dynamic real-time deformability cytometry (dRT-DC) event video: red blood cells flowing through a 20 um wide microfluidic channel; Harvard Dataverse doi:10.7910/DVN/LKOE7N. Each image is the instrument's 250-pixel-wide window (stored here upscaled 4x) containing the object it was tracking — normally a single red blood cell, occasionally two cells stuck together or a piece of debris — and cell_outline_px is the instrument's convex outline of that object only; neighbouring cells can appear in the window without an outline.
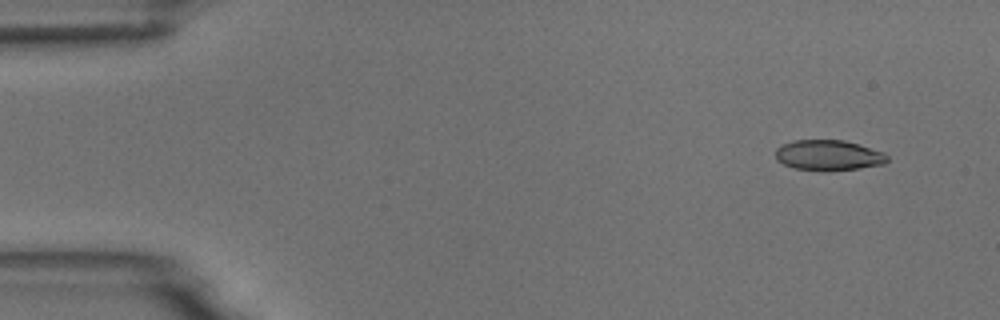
{"species": "common noctule bat (a hibernating species)", "species_latin": "Nyctalus noctula", "temperature_condition": "room temperature", "stored_images_in_passage": 8, "camera_frame_rate_fps": 3000, "um_per_image_px": 0.085, "animal": {"sex": "male", "body_mass_g": 18.8}, "frame": {"image": 1, "passage_image": 1, "time_ms": 0.0, "image_size_px": [1000, 320], "cell_outline_px": [[888, 160], [884, 164], [860, 168], [824, 172], [796, 168], [784, 164], [776, 160], [776, 148], [792, 140], [844, 140], [884, 152], [888, 156]], "centroid_in_image_um": [70.42, 13.21], "position_along_channel_um": 14.6, "area_um2": 19.94}}
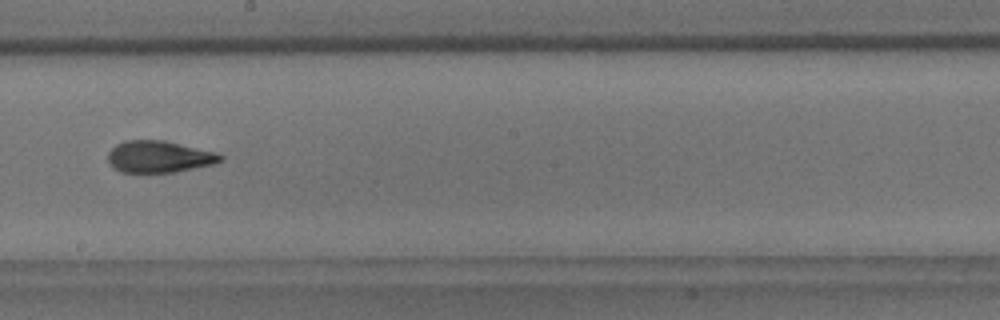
{"frame": {"image": 2, "passage_image": 8, "time_ms": 8.667, "image_size_px": [1000, 320], "cell_outline_px": [[224, 160], [216, 164], [172, 172], [120, 172], [108, 160], [108, 152], [116, 144], [124, 140], [164, 140], [216, 152], [224, 156]], "centroid_in_image_um": [13.56, 13.31], "position_along_channel_um": 234.6, "area_um2": 20.81}}